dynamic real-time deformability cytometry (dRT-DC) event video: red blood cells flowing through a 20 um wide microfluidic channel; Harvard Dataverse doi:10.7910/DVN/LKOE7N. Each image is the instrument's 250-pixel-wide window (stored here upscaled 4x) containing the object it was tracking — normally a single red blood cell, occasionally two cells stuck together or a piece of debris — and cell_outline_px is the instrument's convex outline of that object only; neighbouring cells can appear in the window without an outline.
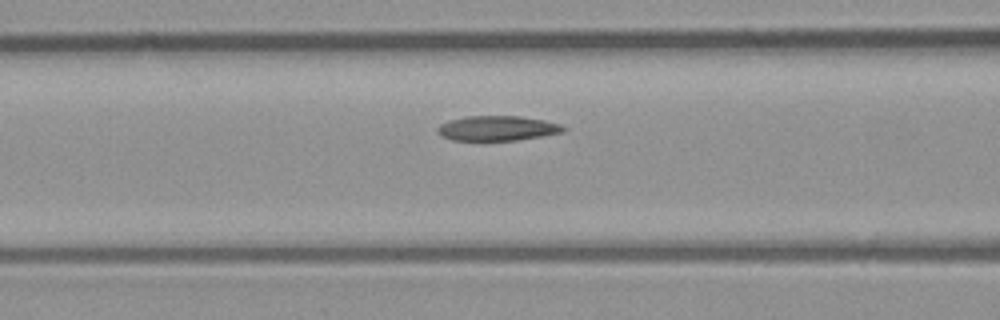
{"species": "common noctule bat (a hibernating species)", "species_latin": "Nyctalus noctula", "temperature_condition": "room temperature", "stored_images_in_passage": 5, "camera_frame_rate_fps": 3000, "um_per_image_px": 0.085, "animal": {"sex": "male", "body_mass_g": 23.1, "forearm_length_mm": 52.7}, "frame": {"image": 1, "passage_image": 5, "time_ms": 1.333, "image_size_px": [1000, 320], "cell_outline_px": [[568, 128], [560, 132], [540, 136], [516, 140], [452, 140], [436, 132], [436, 128], [440, 124], [452, 120], [468, 116], [520, 116], [544, 120], [560, 124]], "centroid_in_image_um": [42.26, 10.9], "position_along_channel_um": 124.3, "area_um2": 17.98}}